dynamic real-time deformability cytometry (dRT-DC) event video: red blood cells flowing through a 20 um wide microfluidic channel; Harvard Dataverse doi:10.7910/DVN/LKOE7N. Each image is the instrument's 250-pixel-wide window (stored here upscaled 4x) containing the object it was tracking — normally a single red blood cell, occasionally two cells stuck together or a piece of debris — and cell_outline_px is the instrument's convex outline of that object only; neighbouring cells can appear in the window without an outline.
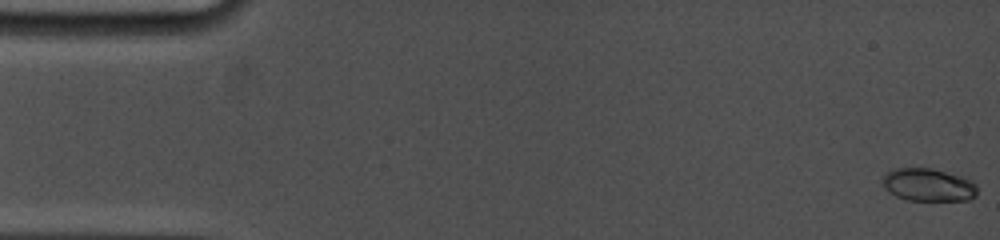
{"species": "common noctule bat (a hibernating species)", "species_latin": "Nyctalus noctula", "temperature_condition": "cold", "stored_images_in_passage": 83, "camera_frame_rate_fps": 5000, "um_per_image_px": 0.085, "animal": {"sex": "female", "body_mass_g": 19.0, "forearm_length_mm": 53.3}, "frame": {"image": 1, "passage_image": 1, "time_ms": 0.0, "image_size_px": [1000, 240], "cell_outline_px": [[976, 196], [968, 200], [908, 200], [896, 196], [884, 188], [880, 184], [880, 180], [884, 172], [892, 168], [932, 168], [960, 176], [972, 180], [976, 184]], "centroid_in_image_um": [78.84, 15.7], "position_along_channel_um": 6.2, "area_um2": 18.38}}
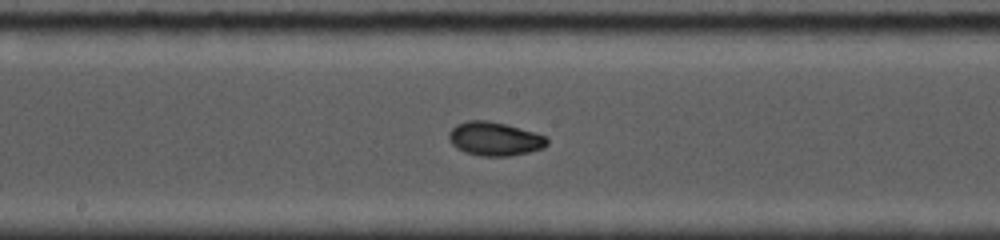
{"frame": {"image": 2, "passage_image": 45, "time_ms": 8.8, "image_size_px": [1000, 240], "cell_outline_px": [[548, 144], [544, 148], [528, 152], [508, 156], [480, 156], [464, 152], [456, 148], [452, 144], [448, 136], [448, 132], [456, 124], [468, 120], [488, 120], [536, 132], [548, 136]], "centroid_in_image_um": [42.05, 11.8], "position_along_channel_um": 206.1, "area_um2": 19.48}}
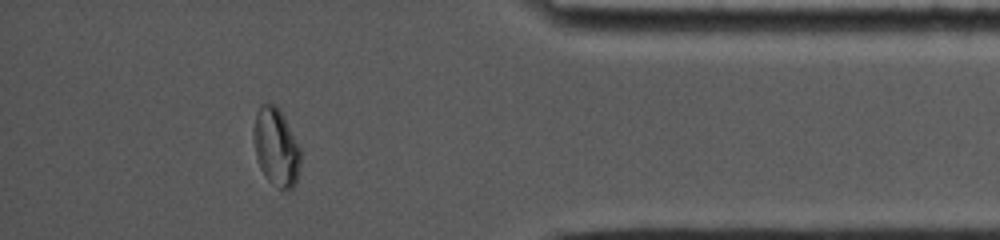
{"frame": {"image": 3, "passage_image": 74, "time_ms": 14.6, "image_size_px": [1000, 240], "cell_outline_px": [[300, 164], [296, 184], [288, 192], [280, 188], [268, 180], [264, 176], [260, 168], [256, 156], [252, 136], [252, 128], [256, 112], [260, 104], [276, 104], [280, 108], [300, 148]], "centroid_in_image_um": [23.45, 12.49], "position_along_channel_um": 411.8, "area_um2": 21.68}, "authors_computed_cell_mechanics": {"area_um2": 18.5538, "velocity_mm_per_s": 3.8473, "shape_relaxation_time_tau1_ms": 5.4709, "shape_relaxation_time_tau2_ms": 1.3083, "deformation_change_tau1": 0.1705, "deformation_change_tau2": 0.0392}}